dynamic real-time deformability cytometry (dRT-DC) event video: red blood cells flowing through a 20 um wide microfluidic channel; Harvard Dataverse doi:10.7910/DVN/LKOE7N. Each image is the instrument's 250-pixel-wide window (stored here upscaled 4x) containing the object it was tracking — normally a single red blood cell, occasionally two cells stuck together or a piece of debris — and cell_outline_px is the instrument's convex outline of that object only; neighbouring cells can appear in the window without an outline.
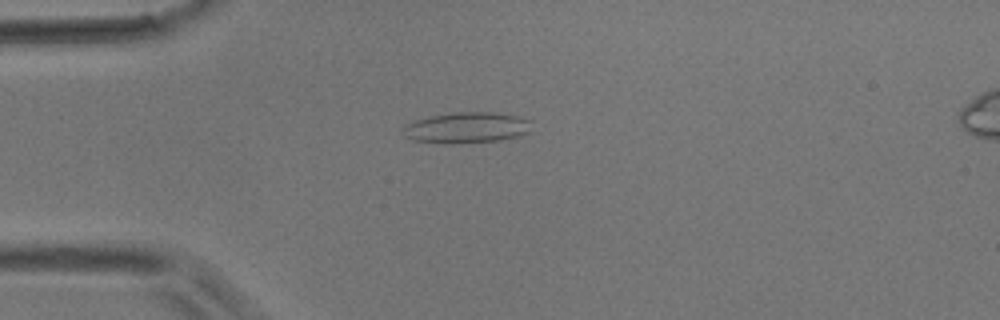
{"species": "common noctule bat (a hibernating species)", "species_latin": "Nyctalus noctula", "temperature_condition": "room temperature", "stored_images_in_passage": 3, "camera_frame_rate_fps": 3000, "um_per_image_px": 0.085, "animal": {"sex": "male", "body_mass_g": 17.9}, "frame": {"image": 1, "passage_image": 3, "time_ms": 0.667, "image_size_px": [1000, 320], "cell_outline_px": [[528, 132], [516, 136], [500, 140], [460, 144], [444, 144], [412, 140], [404, 136], [400, 132], [408, 124], [416, 120], [432, 116], [452, 112], [492, 112], [516, 116], [528, 120]], "centroid_in_image_um": [39.58, 10.87], "position_along_channel_um": 45.4, "area_um2": 23.0}}